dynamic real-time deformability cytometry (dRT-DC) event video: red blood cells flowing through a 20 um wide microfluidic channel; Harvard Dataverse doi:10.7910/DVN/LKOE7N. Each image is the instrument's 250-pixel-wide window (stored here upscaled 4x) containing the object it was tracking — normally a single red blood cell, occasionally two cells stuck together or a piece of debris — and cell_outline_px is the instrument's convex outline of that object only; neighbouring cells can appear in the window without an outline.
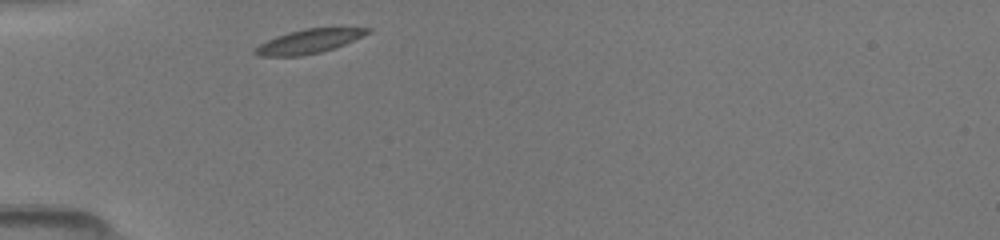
{"species": "common noctule bat (a hibernating species)", "species_latin": "Nyctalus noctula", "temperature_condition": "room temperature", "stored_images_in_passage": 11, "camera_frame_rate_fps": 3000, "um_per_image_px": 0.085, "animal": {"sex": "female", "body_mass_g": 19.5, "forearm_length_mm": 54.1}, "frame": {"image": 1, "passage_image": 1, "time_ms": 0.0, "image_size_px": [1000, 240], "cell_outline_px": [[372, 32], [336, 48], [320, 52], [300, 56], [260, 56], [252, 52], [260, 44], [276, 36], [288, 32], [304, 28], [372, 28]], "centroid_in_image_um": [26.28, 3.51], "position_along_channel_um": 58.7, "area_um2": 15.72}}
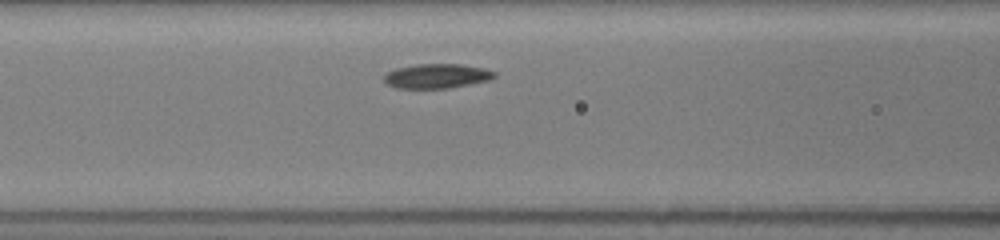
{"frame": {"image": 2, "passage_image": 7, "time_ms": 2.0, "image_size_px": [1000, 240], "cell_outline_px": [[496, 76], [488, 80], [448, 88], [396, 88], [388, 84], [384, 80], [384, 76], [388, 72], [396, 68], [416, 64], [460, 64], [484, 68], [496, 72]], "centroid_in_image_um": [37.12, 6.45], "position_along_channel_um": 129.5, "area_um2": 15.61}}
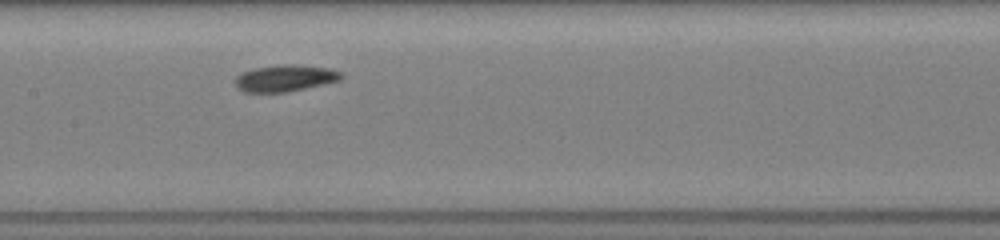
{"frame": {"image": 3, "passage_image": 10, "time_ms": 3.333, "image_size_px": [1000, 240], "cell_outline_px": [[344, 76], [340, 80], [324, 84], [288, 92], [244, 92], [236, 88], [236, 76], [252, 68], [284, 64], [292, 64], [328, 68], [344, 72]], "centroid_in_image_um": [24.25, 6.64], "position_along_channel_um": 183.1, "area_um2": 16.53}}